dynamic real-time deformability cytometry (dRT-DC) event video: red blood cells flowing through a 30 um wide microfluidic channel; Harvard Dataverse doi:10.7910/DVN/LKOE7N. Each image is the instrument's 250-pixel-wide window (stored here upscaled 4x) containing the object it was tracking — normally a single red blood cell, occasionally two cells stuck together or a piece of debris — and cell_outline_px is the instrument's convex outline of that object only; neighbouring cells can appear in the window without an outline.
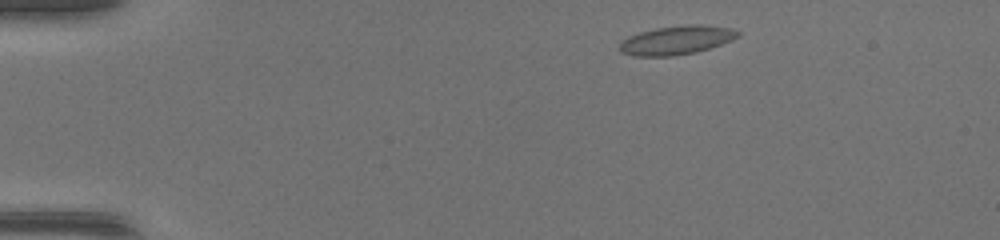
{"species": "common noctule bat (a hibernating species)", "species_latin": "Nyctalus noctula", "temperature_condition": "warm", "stored_images_in_passage": 42, "camera_frame_rate_fps": 3000, "um_per_image_px": 0.085, "animal": {"sex": "female", "body_mass_g": 17.0, "forearm_length_mm": 48.0}, "frame": {"image": 1, "passage_image": 3, "time_ms": 0.667, "image_size_px": [1000, 240], "cell_outline_px": [[740, 36], [732, 40], [696, 52], [672, 56], [632, 56], [620, 52], [620, 44], [628, 36], [640, 32], [656, 28], [692, 24], [696, 24], [732, 28], [740, 32]], "centroid_in_image_um": [57.51, 3.41], "position_along_channel_um": 27.5, "area_um2": 19.71}}
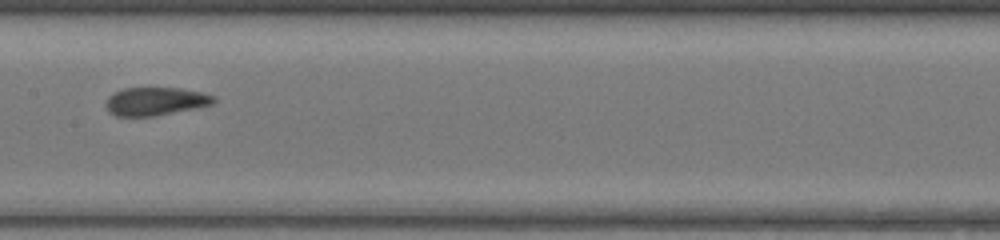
{"frame": {"image": 2, "passage_image": 20, "time_ms": 6.333, "image_size_px": [1000, 240], "cell_outline_px": [[216, 100], [212, 104], [156, 116], [116, 116], [108, 112], [104, 104], [108, 96], [124, 88], [180, 88], [200, 92], [216, 96]], "centroid_in_image_um": [13.18, 8.61], "position_along_channel_um": 194.2, "area_um2": 17.69}}
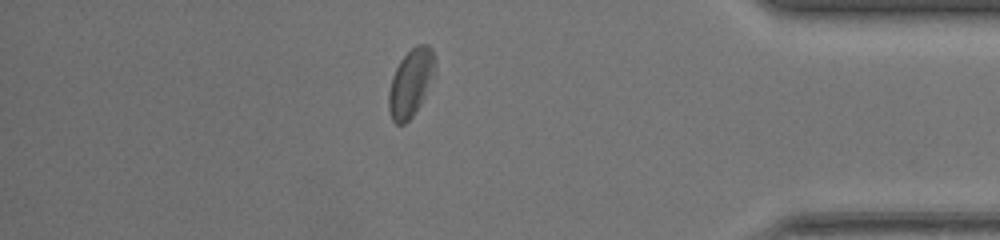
{"frame": {"image": 3, "passage_image": 36, "time_ms": 11.667, "image_size_px": [1000, 240], "cell_outline_px": [[432, 72], [420, 104], [412, 116], [404, 124], [396, 124], [392, 120], [388, 108], [388, 92], [392, 76], [400, 60], [416, 44], [428, 44], [432, 48]], "centroid_in_image_um": [34.83, 7.06], "position_along_channel_um": 400.4, "area_um2": 17.4}}